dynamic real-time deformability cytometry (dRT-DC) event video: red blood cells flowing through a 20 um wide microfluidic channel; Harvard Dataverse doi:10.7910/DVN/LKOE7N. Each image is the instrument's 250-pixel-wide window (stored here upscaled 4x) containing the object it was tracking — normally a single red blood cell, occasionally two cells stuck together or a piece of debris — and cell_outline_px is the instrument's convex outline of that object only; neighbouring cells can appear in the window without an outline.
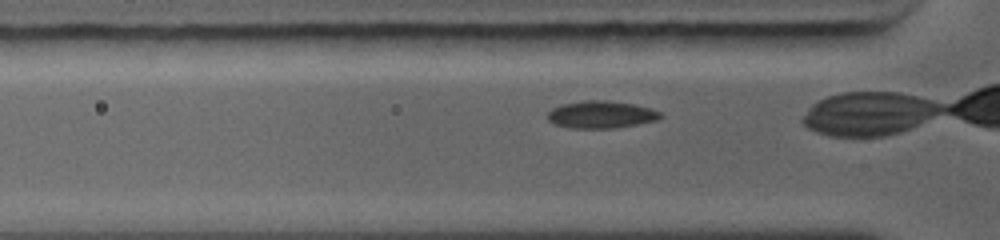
{"species": "common noctule bat (a hibernating species)", "species_latin": "Nyctalus noctula", "temperature_condition": "warm", "stored_images_in_passage": 13, "camera_frame_rate_fps": 5000, "um_per_image_px": 0.085, "animal": {"sex": "female", "body_mass_g": 19.0, "forearm_length_mm": 56.7}, "frame": {"image": 1, "passage_image": 3, "time_ms": 0.6, "image_size_px": [1000, 240], "cell_outline_px": [[664, 116], [656, 120], [636, 124], [608, 128], [572, 128], [556, 124], [548, 120], [548, 112], [552, 108], [560, 104], [584, 100], [608, 100], [636, 104], [652, 108], [660, 112]], "centroid_in_image_um": [51.1, 9.71], "position_along_channel_um": 74.7, "area_um2": 17.98}}